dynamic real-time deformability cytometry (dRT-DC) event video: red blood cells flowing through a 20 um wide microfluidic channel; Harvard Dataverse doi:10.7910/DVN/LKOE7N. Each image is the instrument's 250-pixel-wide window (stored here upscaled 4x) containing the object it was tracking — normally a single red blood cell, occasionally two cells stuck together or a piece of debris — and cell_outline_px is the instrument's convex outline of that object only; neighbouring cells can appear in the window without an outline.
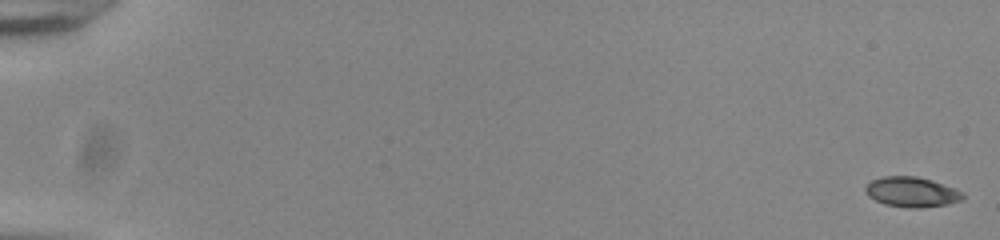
{"species": "common noctule bat (a hibernating species)", "species_latin": "Nyctalus noctula", "temperature_condition": "room temperature", "stored_images_in_passage": 55, "camera_frame_rate_fps": 3000, "um_per_image_px": 0.085, "animal": {"sex": "male", "body_mass_g": 20.0, "forearm_length_mm": 53.3}, "frame": {"image": 1, "passage_image": 1, "time_ms": 0.0, "image_size_px": [1000, 240], "cell_outline_px": [[964, 200], [948, 204], [920, 208], [908, 208], [884, 204], [868, 196], [864, 192], [864, 188], [872, 180], [884, 176], [916, 176], [932, 180], [956, 188], [964, 192]], "centroid_in_image_um": [77.53, 16.32], "position_along_channel_um": 7.5, "area_um2": 17.28}}
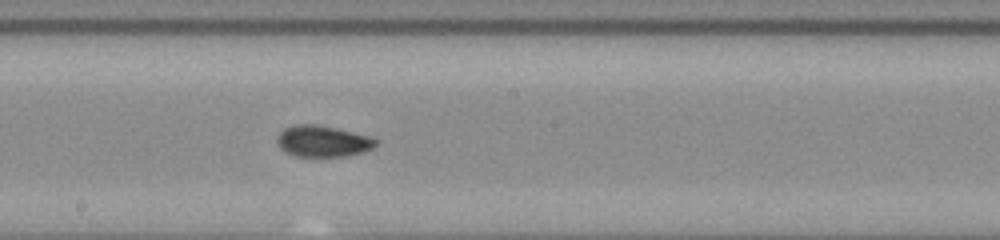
{"frame": {"image": 2, "passage_image": 32, "time_ms": 10.333, "image_size_px": [1000, 240], "cell_outline_px": [[376, 144], [372, 148], [364, 152], [344, 156], [296, 156], [284, 152], [280, 148], [276, 140], [276, 136], [284, 128], [296, 124], [316, 124], [368, 136], [376, 140]], "centroid_in_image_um": [27.37, 12.01], "position_along_channel_um": 220.8, "area_um2": 17.8}}
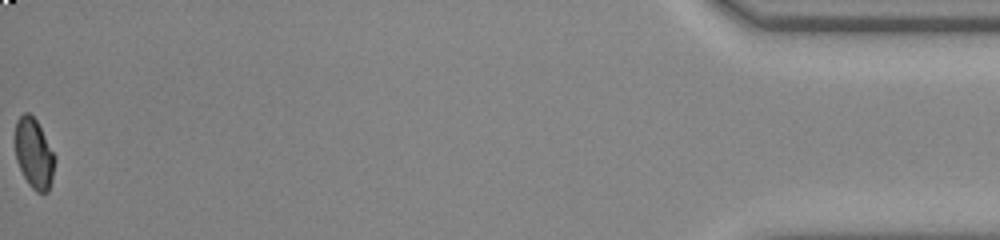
{"frame": {"image": 3, "passage_image": 55, "time_ms": 18.0, "image_size_px": [1000, 240], "cell_outline_px": [[56, 156], [52, 180], [48, 192], [36, 192], [28, 184], [16, 160], [16, 120], [24, 112], [28, 112], [36, 120]], "centroid_in_image_um": [2.91, 13.06], "position_along_channel_um": 432.3, "area_um2": 16.07}, "authors_computed_cell_mechanics": {"area_um2": 17.2822, "velocity_mm_per_s": 3.8905, "shape_relaxation_time_tau1_ms": 10.6259, "shape_relaxation_time_tau2_ms": 2.2739, "deformation_change_tau1": 0.1774, "deformation_change_tau2": 0.0475}}